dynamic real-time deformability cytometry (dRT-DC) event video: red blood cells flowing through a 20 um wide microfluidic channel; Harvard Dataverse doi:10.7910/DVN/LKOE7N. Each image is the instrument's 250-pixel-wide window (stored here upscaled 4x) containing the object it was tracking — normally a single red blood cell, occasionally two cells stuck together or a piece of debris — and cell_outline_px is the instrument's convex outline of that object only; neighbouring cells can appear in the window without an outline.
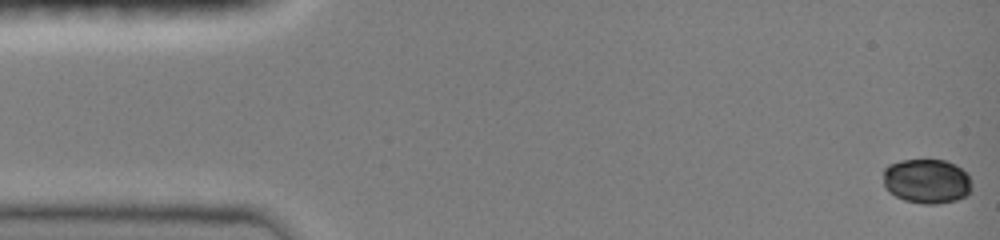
{"species": "common noctule bat (a hibernating species)", "species_latin": "Nyctalus noctula", "temperature_condition": "room temperature", "stored_images_in_passage": 86, "camera_frame_rate_fps": 3000, "um_per_image_px": 0.085, "animal": {"sex": "female", "body_mass_g": 19.0, "forearm_length_mm": 51.5}, "frame": {"image": 1, "passage_image": 1, "time_ms": 0.0, "image_size_px": [1000, 240], "cell_outline_px": [[972, 188], [968, 196], [956, 200], [936, 204], [924, 204], [904, 200], [888, 192], [884, 188], [884, 168], [888, 164], [900, 160], [944, 160], [956, 164], [968, 172]], "centroid_in_image_um": [78.79, 15.4], "position_along_channel_um": 6.2, "area_um2": 23.41}}
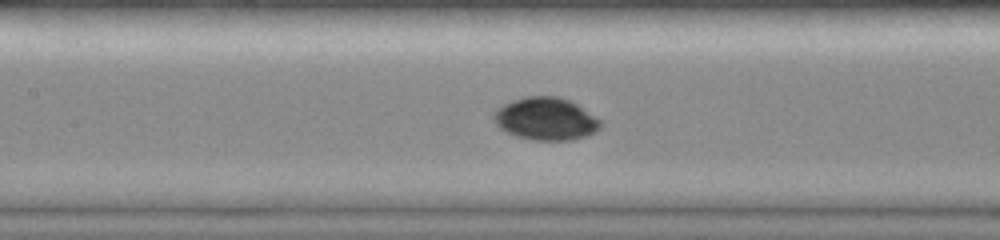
{"frame": {"image": 2, "passage_image": 33, "time_ms": 7.0, "image_size_px": [1000, 240], "cell_outline_px": [[600, 128], [596, 132], [572, 140], [532, 140], [516, 136], [500, 128], [496, 124], [492, 116], [492, 112], [496, 108], [512, 100], [524, 96], [560, 96], [576, 104], [600, 120]], "centroid_in_image_um": [46.35, 10.09], "position_along_channel_um": 161.1, "area_um2": 26.47}}
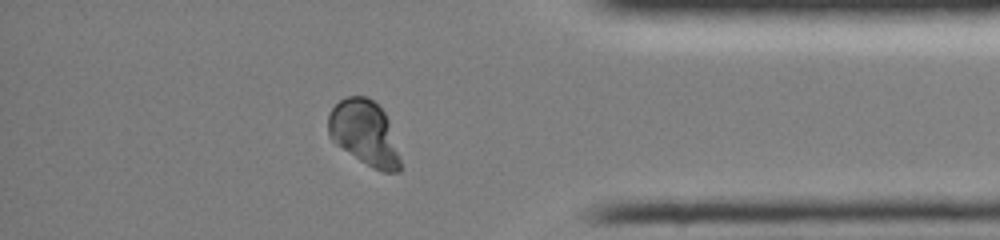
{"frame": {"image": 3, "passage_image": 70, "time_ms": 13.333, "image_size_px": [1000, 240], "cell_outline_px": [[400, 172], [384, 172], [372, 168], [336, 144], [328, 136], [328, 112], [340, 100], [348, 96], [368, 96], [384, 112], [388, 120], [400, 160]], "centroid_in_image_um": [30.95, 11.29], "position_along_channel_um": 404.3, "area_um2": 27.05}}